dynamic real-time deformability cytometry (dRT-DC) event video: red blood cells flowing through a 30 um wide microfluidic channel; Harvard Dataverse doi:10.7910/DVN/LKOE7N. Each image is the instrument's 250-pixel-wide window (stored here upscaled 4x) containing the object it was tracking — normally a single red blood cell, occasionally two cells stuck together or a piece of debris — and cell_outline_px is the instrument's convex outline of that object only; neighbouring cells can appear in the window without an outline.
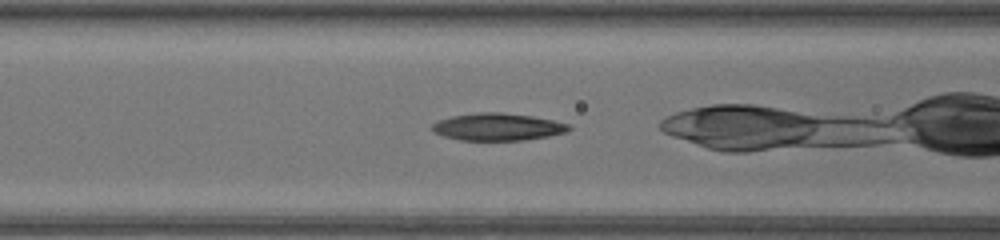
{"species": "common noctule bat (a hibernating species)", "species_latin": "Nyctalus noctula", "temperature_condition": "warm", "stored_images_in_passage": 40, "camera_frame_rate_fps": 3000, "um_per_image_px": 0.085, "animal": {"sex": "female", "body_mass_g": 17.0, "forearm_length_mm": 48.0}, "frame": {"image": 1, "passage_image": 16, "time_ms": 5.0, "image_size_px": [1000, 240], "cell_outline_px": [[572, 128], [568, 132], [548, 136], [524, 140], [460, 140], [444, 136], [432, 132], [432, 124], [436, 120], [452, 116], [480, 112], [500, 112], [532, 116], [552, 120], [568, 124]], "centroid_in_image_um": [42.28, 10.78], "position_along_channel_um": 124.3, "area_um2": 21.79}}
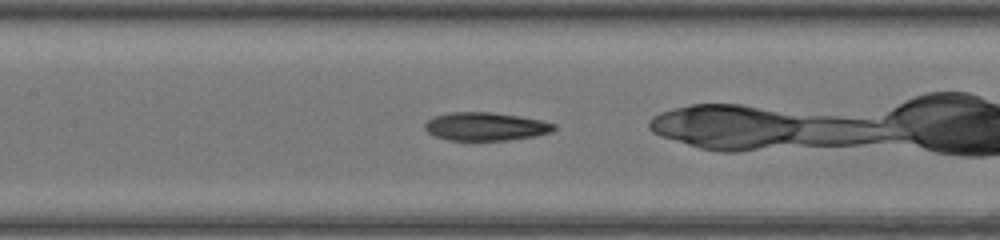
{"frame": {"image": 2, "passage_image": 19, "time_ms": 6.0, "image_size_px": [1000, 240], "cell_outline_px": [[556, 128], [552, 132], [536, 136], [508, 140], [448, 140], [436, 136], [428, 132], [424, 128], [424, 124], [432, 116], [452, 112], [492, 112], [520, 116], [540, 120], [556, 124]], "centroid_in_image_um": [41.28, 10.75], "position_along_channel_um": 166.1, "area_um2": 21.33}}
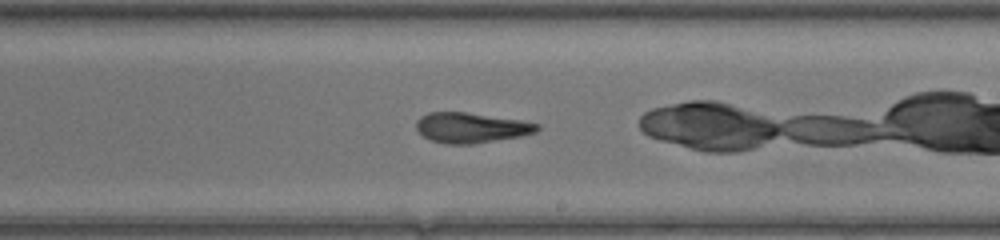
{"frame": {"image": 3, "passage_image": 25, "time_ms": 8.0, "image_size_px": [1000, 240], "cell_outline_px": [[540, 128], [536, 132], [520, 136], [472, 144], [444, 144], [432, 140], [424, 136], [416, 128], [416, 120], [420, 116], [428, 112], [464, 112], [520, 120], [540, 124]], "centroid_in_image_um": [40.03, 10.85], "position_along_channel_um": 249.0, "area_um2": 21.15}, "authors_computed_cell_mechanics": {"area_um2": 23.12, "velocity_mm_per_s": 4.1599, "shape_relaxation_time_tau1_ms": 5.3518, "shape_relaxation_time_tau2_ms": 3.6449, "deformation_change_tau1": 0.1367, "deformation_change_tau2": 0.1518}}